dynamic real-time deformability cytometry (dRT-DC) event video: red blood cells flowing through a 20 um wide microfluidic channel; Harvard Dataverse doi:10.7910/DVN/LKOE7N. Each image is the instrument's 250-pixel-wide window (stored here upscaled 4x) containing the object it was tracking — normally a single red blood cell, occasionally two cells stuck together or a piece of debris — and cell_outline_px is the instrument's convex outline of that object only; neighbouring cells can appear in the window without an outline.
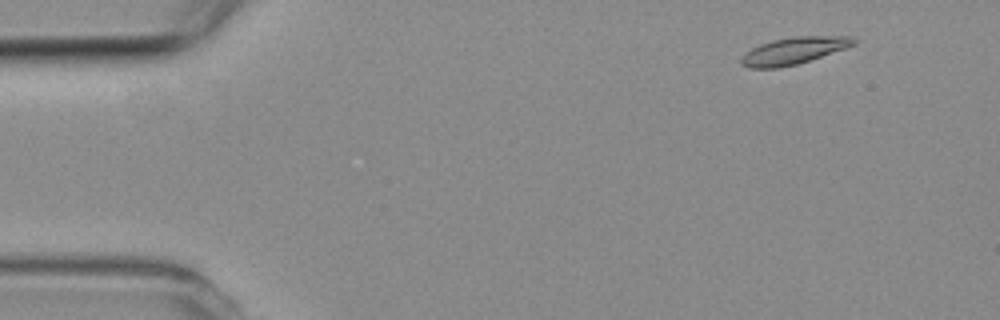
{"species": "common noctule bat (a hibernating species)", "species_latin": "Nyctalus noctula", "temperature_condition": "room temperature", "stored_images_in_passage": 3, "camera_frame_rate_fps": 3000, "um_per_image_px": 0.085, "animal": {"sex": "female", "body_mass_g": 19.3, "forearm_length_mm": 54.1}, "frame": {"image": 1, "passage_image": 1, "time_ms": 0.0, "image_size_px": [1000, 320], "cell_outline_px": [[856, 44], [796, 64], [776, 68], [748, 68], [740, 64], [740, 60], [752, 48], [760, 44], [772, 40], [796, 36], [852, 36], [856, 40]], "centroid_in_image_um": [67.45, 4.3], "position_along_channel_um": 17.6, "area_um2": 17.28}}
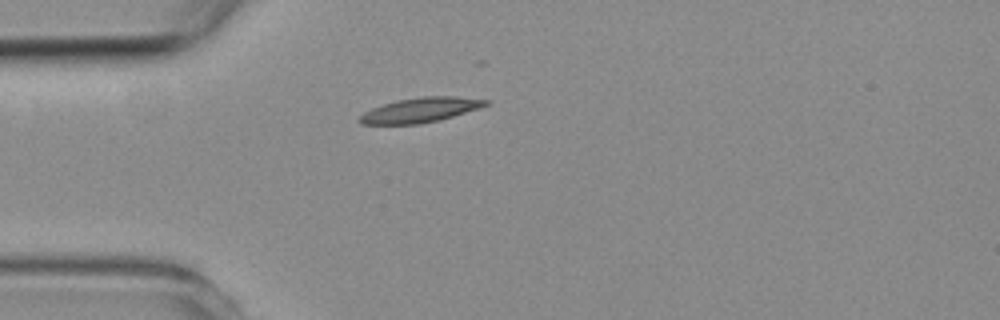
{"frame": {"image": 2, "passage_image": 3, "time_ms": 3.0, "image_size_px": [1000, 320], "cell_outline_px": [[492, 100], [488, 104], [440, 120], [420, 124], [360, 124], [356, 120], [364, 112], [372, 108], [384, 104], [400, 100], [424, 96], [452, 96]], "centroid_in_image_um": [35.69, 9.36], "position_along_channel_um": 49.3, "area_um2": 17.92}}